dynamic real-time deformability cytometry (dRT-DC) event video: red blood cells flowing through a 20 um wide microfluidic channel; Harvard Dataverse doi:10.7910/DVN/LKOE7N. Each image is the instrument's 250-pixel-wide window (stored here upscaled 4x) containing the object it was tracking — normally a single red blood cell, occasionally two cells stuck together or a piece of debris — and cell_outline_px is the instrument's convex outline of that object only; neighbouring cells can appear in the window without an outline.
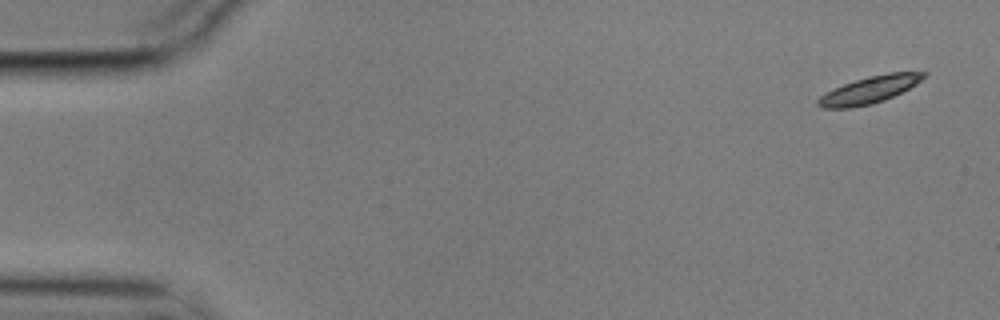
{"species": "common noctule bat (a hibernating species)", "species_latin": "Nyctalus noctula", "temperature_condition": "cold", "stored_images_in_passage": 5, "segment_of_instrument_passage": [1, 2], "camera_frame_rate_fps": 3000, "um_per_image_px": 0.085, "animal": {"sex": "male", "body_mass_g": 17.9}, "frame": {"image": 1, "passage_image": 1, "time_ms": 0.0, "image_size_px": [1000, 320], "cell_outline_px": [[928, 72], [916, 84], [884, 100], [872, 104], [852, 108], [820, 108], [816, 104], [816, 100], [824, 92], [844, 84], [868, 76], [888, 72]], "centroid_in_image_um": [73.83, 7.65], "position_along_channel_um": 11.2, "area_um2": 16.59}}
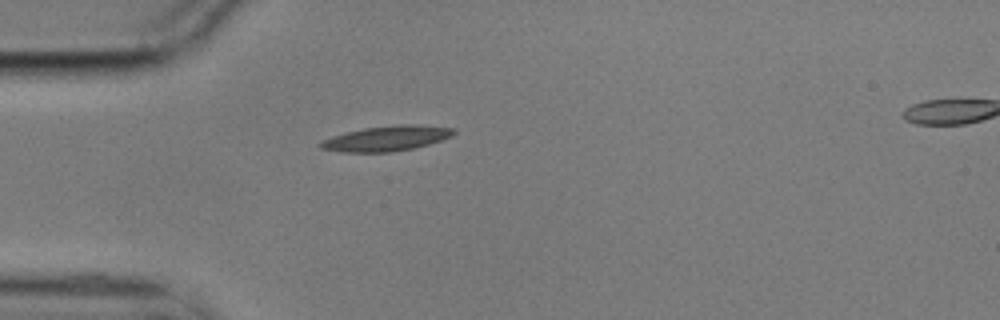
{"frame": {"image": 2, "passage_image": 4, "time_ms": 1.0, "image_size_px": [1000, 320], "cell_outline_px": [[456, 132], [452, 136], [428, 144], [412, 148], [392, 152], [340, 152], [320, 148], [316, 144], [332, 136], [364, 128], [400, 124], [408, 124], [456, 128]], "centroid_in_image_um": [32.84, 11.77], "position_along_channel_um": 52.2, "area_um2": 19.36}}